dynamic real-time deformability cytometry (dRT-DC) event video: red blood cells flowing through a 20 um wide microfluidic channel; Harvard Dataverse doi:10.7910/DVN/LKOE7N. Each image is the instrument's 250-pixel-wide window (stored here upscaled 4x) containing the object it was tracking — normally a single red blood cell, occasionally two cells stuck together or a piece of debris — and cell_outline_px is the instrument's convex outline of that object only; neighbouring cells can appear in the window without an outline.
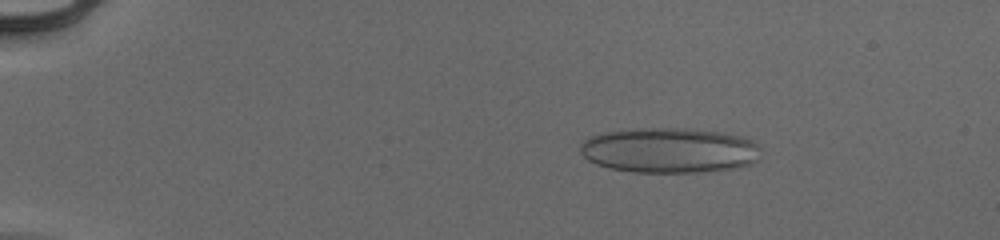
{"species": "human", "species_latin": "Homo sapiens", "temperature_condition": "cold", "stored_images_in_passage": 49, "camera_frame_rate_fps": 3000, "um_per_image_px": 0.085, "donor": {"sex": "male"}, "frame": {"image": 1, "passage_image": 5, "time_ms": 1.333, "image_size_px": [1000, 240], "cell_outline_px": [[760, 148], [756, 160], [752, 164], [736, 168], [704, 172], [632, 172], [608, 168], [596, 164], [588, 160], [580, 152], [580, 144], [588, 136], [608, 132], [664, 128], [684, 128], [720, 132], [744, 136], [752, 140]], "centroid_in_image_um": [56.91, 12.79], "position_along_channel_um": 28.1, "area_um2": 47.45}}
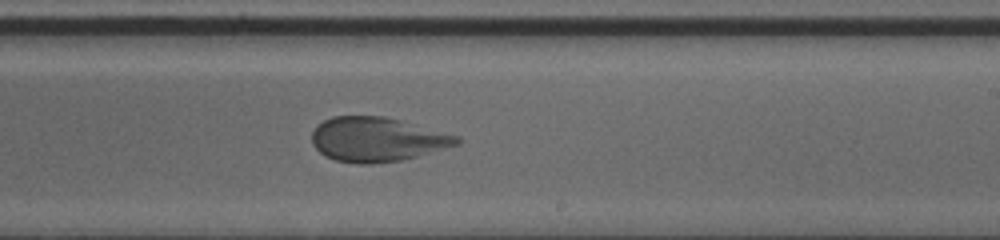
{"frame": {"image": 2, "passage_image": 30, "time_ms": 9.667, "image_size_px": [1000, 240], "cell_outline_px": [[464, 140], [460, 144], [416, 156], [400, 160], [372, 164], [356, 164], [336, 160], [324, 156], [312, 144], [312, 132], [324, 120], [332, 116], [384, 116], [400, 120], [460, 136]], "centroid_in_image_um": [32.07, 11.85], "position_along_channel_um": 256.9, "area_um2": 37.45}}
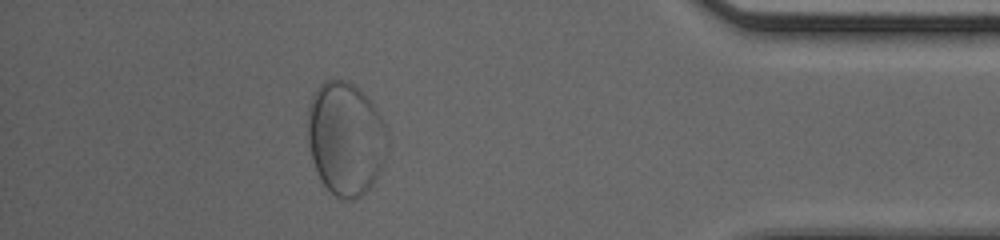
{"frame": {"image": 3, "passage_image": 44, "time_ms": 14.333, "image_size_px": [1000, 240], "cell_outline_px": [[388, 152], [372, 184], [360, 196], [352, 200], [344, 200], [336, 196], [320, 180], [316, 172], [312, 160], [308, 144], [308, 104], [316, 88], [324, 80], [348, 80], [376, 108], [388, 128]], "centroid_in_image_um": [29.37, 11.77], "position_along_channel_um": 405.8, "area_um2": 52.83}}